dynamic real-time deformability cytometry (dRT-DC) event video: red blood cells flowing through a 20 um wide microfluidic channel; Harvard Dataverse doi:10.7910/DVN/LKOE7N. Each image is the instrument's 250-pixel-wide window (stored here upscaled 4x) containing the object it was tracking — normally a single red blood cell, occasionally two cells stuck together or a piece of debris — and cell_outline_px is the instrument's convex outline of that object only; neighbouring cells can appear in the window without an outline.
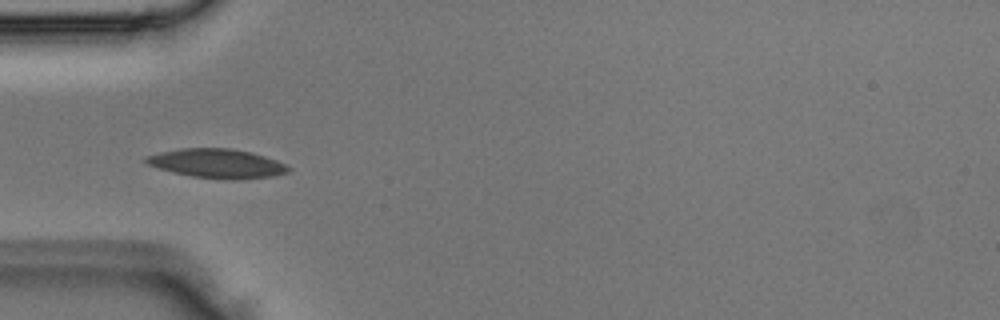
{"species": "Egyptian fruit bat (a non-hibernating species)", "species_latin": "Rousettus aegyptiacus", "temperature_condition": "room temperature", "stored_images_in_passage": 1, "camera_frame_rate_fps": 3000, "um_per_image_px": 0.085, "animal": {"sex": "male"}, "frame": {"image": 1, "passage_image": 1, "time_ms": 0.0, "image_size_px": [1000, 320], "cell_outline_px": [[292, 168], [288, 172], [272, 176], [232, 180], [224, 180], [192, 176], [160, 168], [148, 164], [140, 160], [144, 156], [160, 152], [180, 148], [232, 148], [252, 152], [288, 164]], "centroid_in_image_um": [18.46, 13.88], "position_along_channel_um": 66.5, "area_um2": 24.33}}